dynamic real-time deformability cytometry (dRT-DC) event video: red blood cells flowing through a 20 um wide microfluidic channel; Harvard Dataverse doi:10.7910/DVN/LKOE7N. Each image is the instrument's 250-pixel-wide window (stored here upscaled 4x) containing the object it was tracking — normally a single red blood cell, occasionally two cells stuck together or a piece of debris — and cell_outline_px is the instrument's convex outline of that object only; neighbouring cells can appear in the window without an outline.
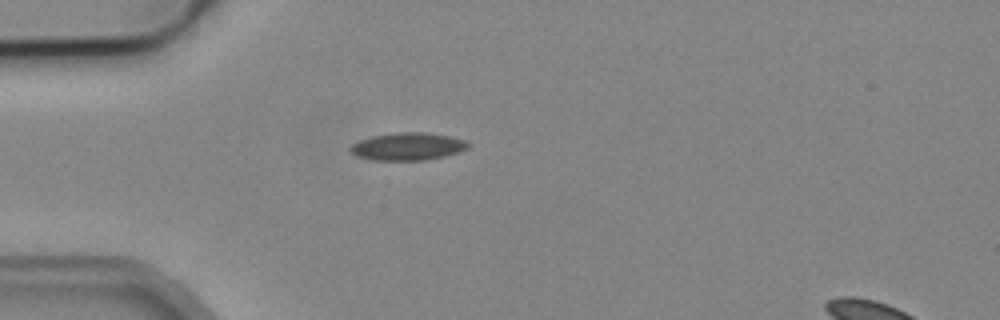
{"species": "common noctule bat (a hibernating species)", "species_latin": "Nyctalus noctula", "temperature_condition": "cold", "stored_images_in_passage": 1, "camera_frame_rate_fps": 3000, "um_per_image_px": 0.085, "animal": {"sex": "male", "body_mass_g": 19.2, "forearm_length_mm": 51.8}, "frame": {"image": 1, "passage_image": 1, "time_ms": 0.0, "image_size_px": [1000, 320], "cell_outline_px": [[472, 144], [468, 148], [444, 156], [424, 160], [376, 160], [356, 156], [348, 148], [352, 144], [360, 140], [372, 136], [396, 132], [428, 132], [448, 136], [464, 140]], "centroid_in_image_um": [34.65, 12.44], "position_along_channel_um": 50.3, "area_um2": 18.84}}